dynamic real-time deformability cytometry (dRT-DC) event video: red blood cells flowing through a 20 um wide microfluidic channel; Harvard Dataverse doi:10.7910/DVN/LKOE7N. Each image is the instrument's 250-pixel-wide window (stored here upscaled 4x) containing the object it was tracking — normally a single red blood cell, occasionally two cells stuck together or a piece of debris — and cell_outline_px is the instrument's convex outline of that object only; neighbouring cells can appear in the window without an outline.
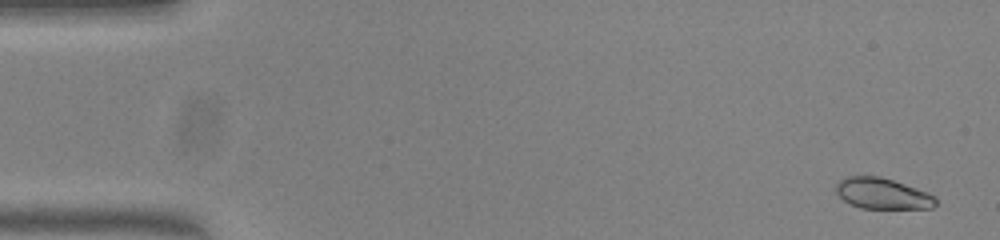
{"species": "common noctule bat (a hibernating species)", "species_latin": "Nyctalus noctula", "temperature_condition": "warm", "stored_images_in_passage": 53, "camera_frame_rate_fps": 3000, "um_per_image_px": 0.085, "animal": {"sex": "female", "body_mass_g": 23.0, "forearm_length_mm": 53.4}, "frame": {"image": 1, "passage_image": 1, "time_ms": 0.0, "image_size_px": [1000, 240], "cell_outline_px": [[936, 204], [932, 208], [860, 208], [844, 200], [836, 192], [836, 184], [844, 176], [880, 176], [928, 192], [936, 196]], "centroid_in_image_um": [75.01, 16.44], "position_along_channel_um": 10.0, "area_um2": 17.86}}
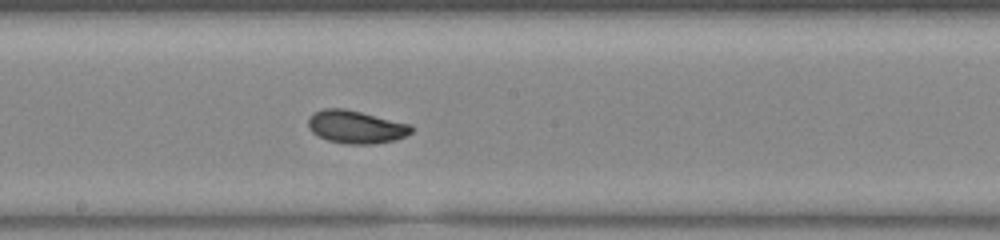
{"frame": {"image": 2, "passage_image": 28, "time_ms": 9.0, "image_size_px": [1000, 240], "cell_outline_px": [[412, 132], [396, 140], [372, 144], [344, 144], [328, 140], [312, 132], [308, 128], [308, 116], [312, 112], [324, 108], [344, 108], [412, 124]], "centroid_in_image_um": [30.23, 10.78], "position_along_channel_um": 218.0, "area_um2": 19.94}}
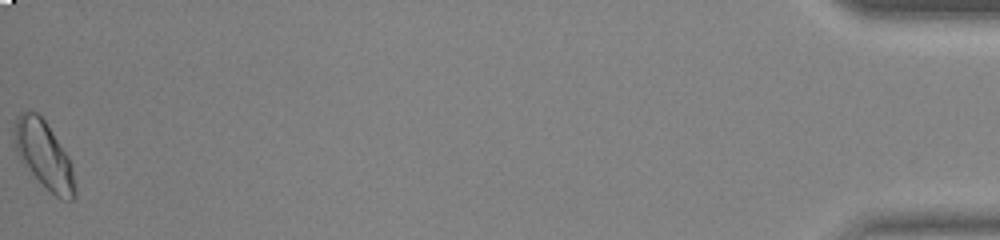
{"frame": {"image": 3, "passage_image": 53, "time_ms": 17.333, "image_size_px": [1000, 240], "cell_outline_px": [[76, 196], [72, 200], [68, 200], [56, 196], [20, 160], [16, 144], [16, 116], [20, 112], [36, 112], [44, 120], [68, 156], [72, 164], [76, 188]], "centroid_in_image_um": [3.79, 13.18], "position_along_channel_um": 431.4, "area_um2": 22.77}, "authors_computed_cell_mechanics": {"area_um2": 19.3052, "velocity_mm_per_s": 3.8022, "shape_relaxation_time_tau1_ms": 4.371, "shape_relaxation_time_tau2_ms": 3.214, "deformation_change_tau1": 0.1254, "deformation_change_tau2": 0.0502}}